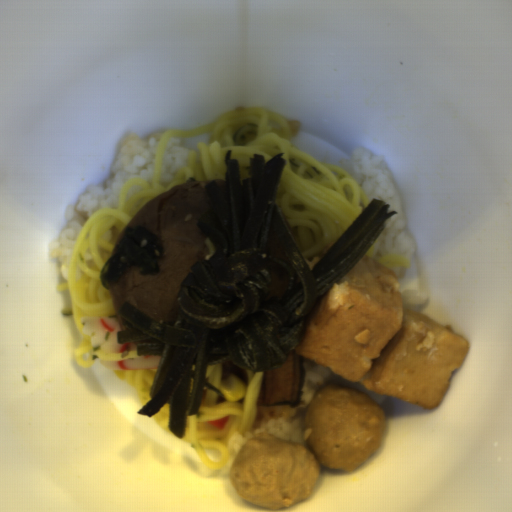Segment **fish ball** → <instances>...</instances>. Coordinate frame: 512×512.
Listing matches in <instances>:
<instances>
[{
  "instance_id": "fish-ball-1",
  "label": "fish ball",
  "mask_w": 512,
  "mask_h": 512,
  "mask_svg": "<svg viewBox=\"0 0 512 512\" xmlns=\"http://www.w3.org/2000/svg\"><path fill=\"white\" fill-rule=\"evenodd\" d=\"M468 346L449 322L403 307L396 272L364 254L318 296L294 356L429 411L444 401Z\"/></svg>"
},
{
  "instance_id": "fish-ball-2",
  "label": "fish ball",
  "mask_w": 512,
  "mask_h": 512,
  "mask_svg": "<svg viewBox=\"0 0 512 512\" xmlns=\"http://www.w3.org/2000/svg\"><path fill=\"white\" fill-rule=\"evenodd\" d=\"M321 470L322 463L305 445L263 432L243 442L229 480L238 498L277 512L308 496Z\"/></svg>"
}]
</instances>
